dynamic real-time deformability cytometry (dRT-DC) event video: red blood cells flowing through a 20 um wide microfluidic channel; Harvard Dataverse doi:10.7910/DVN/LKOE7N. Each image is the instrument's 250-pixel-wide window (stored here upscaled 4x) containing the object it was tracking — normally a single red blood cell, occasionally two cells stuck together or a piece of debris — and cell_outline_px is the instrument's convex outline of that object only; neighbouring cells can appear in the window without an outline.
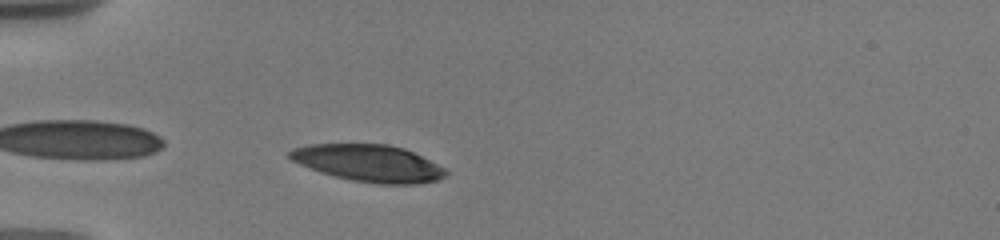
{"species": "human", "species_latin": "Homo sapiens", "temperature_condition": "warm", "stored_images_in_passage": 42, "camera_frame_rate_fps": 3000, "um_per_image_px": 0.085, "donor": {"sex": "male"}, "frame": {"image": 1, "passage_image": 3, "time_ms": 0.333, "image_size_px": [1000, 240], "cell_outline_px": [[448, 172], [444, 176], [436, 180], [416, 184], [376, 184], [352, 180], [320, 172], [300, 164], [292, 160], [288, 156], [288, 152], [292, 148], [308, 144], [388, 144], [404, 148], [444, 168]], "centroid_in_image_um": [31.3, 13.86], "position_along_channel_um": 53.7, "area_um2": 33.35}}
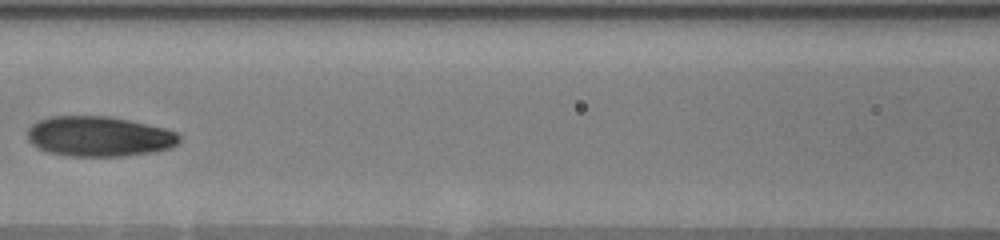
{"frame": {"image": 2, "passage_image": 13, "time_ms": 3.667, "image_size_px": [1000, 240], "cell_outline_px": [[180, 140], [172, 148], [152, 152], [120, 156], [68, 156], [48, 152], [36, 148], [28, 140], [28, 128], [32, 124], [40, 120], [52, 116], [108, 116], [128, 120], [164, 128], [176, 132], [180, 136]], "centroid_in_image_um": [8.4, 11.6], "position_along_channel_um": 158.2, "area_um2": 35.49}}
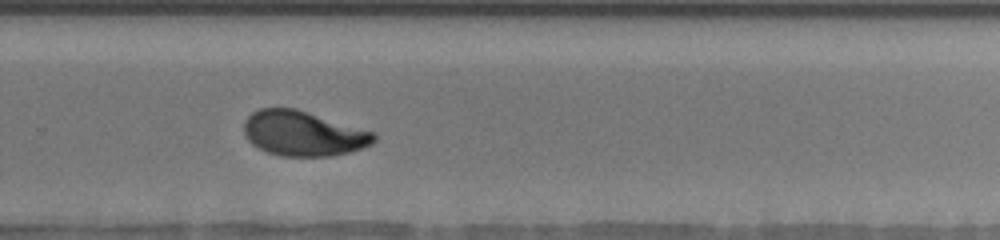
{"frame": {"image": 3, "passage_image": 25, "time_ms": 7.667, "image_size_px": [1000, 240], "cell_outline_px": [[376, 140], [372, 144], [352, 152], [328, 156], [280, 156], [268, 152], [252, 144], [248, 140], [244, 132], [244, 120], [252, 112], [260, 108], [296, 108], [376, 132]], "centroid_in_image_um": [25.8, 11.34], "position_along_channel_um": 304.0, "area_um2": 34.28}, "authors_computed_cell_mechanics": {"area_um2": 34.3621, "velocity_mm_per_s": 3.6548, "shape_relaxation_time_tau1_ms": 4.696, "shape_relaxation_time_tau2_ms": 1.4757, "deformation_change_tau1": 0.1849, "deformation_change_tau2": 0.067}}